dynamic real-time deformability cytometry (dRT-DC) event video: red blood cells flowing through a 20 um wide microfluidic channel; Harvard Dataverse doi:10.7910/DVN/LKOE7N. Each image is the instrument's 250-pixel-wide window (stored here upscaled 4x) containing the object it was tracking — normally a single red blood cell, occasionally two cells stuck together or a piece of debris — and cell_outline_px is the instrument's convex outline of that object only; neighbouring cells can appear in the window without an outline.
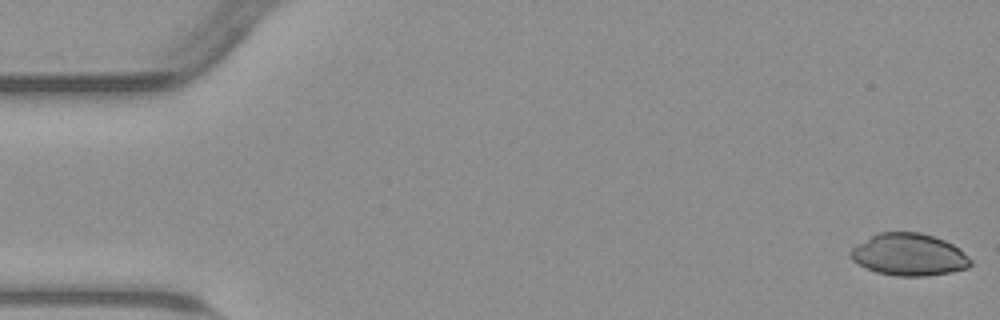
{"species": "common noctule bat (a hibernating species)", "species_latin": "Nyctalus noctula", "temperature_condition": "warm", "stored_images_in_passage": 54, "camera_frame_rate_fps": 3000, "um_per_image_px": 0.085, "animal": {"sex": "male", "body_mass_g": 23.1, "forearm_length_mm": 52.7}, "frame": {"image": 1, "passage_image": 1, "time_ms": 0.0, "image_size_px": [1000, 320], "cell_outline_px": [[972, 264], [968, 268], [952, 272], [928, 276], [896, 276], [876, 272], [852, 260], [848, 252], [852, 248], [872, 236], [880, 232], [920, 232], [944, 240], [960, 248], [972, 260]], "centroid_in_image_um": [77.3, 21.65], "position_along_channel_um": 7.7, "area_um2": 29.42}}